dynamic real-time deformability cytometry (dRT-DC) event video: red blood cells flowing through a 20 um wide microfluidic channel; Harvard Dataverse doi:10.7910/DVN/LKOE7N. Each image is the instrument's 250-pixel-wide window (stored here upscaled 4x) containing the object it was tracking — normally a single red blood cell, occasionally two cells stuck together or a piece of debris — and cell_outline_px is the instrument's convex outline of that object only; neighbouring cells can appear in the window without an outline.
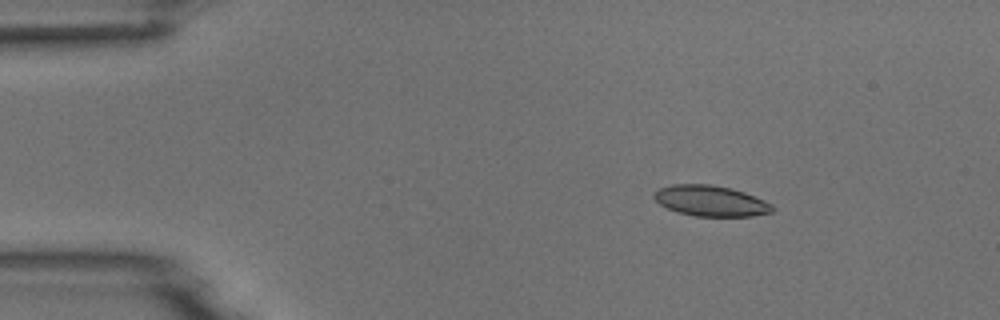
{"species": "common noctule bat (a hibernating species)", "species_latin": "Nyctalus noctula", "temperature_condition": "room temperature", "stored_images_in_passage": 3, "camera_frame_rate_fps": 3000, "um_per_image_px": 0.085, "animal": {"sex": "male", "body_mass_g": 18.8}, "frame": {"image": 1, "passage_image": 1, "time_ms": 0.0, "image_size_px": [1000, 320], "cell_outline_px": [[776, 208], [772, 212], [752, 216], [696, 216], [676, 212], [660, 204], [652, 196], [652, 192], [660, 188], [672, 184], [712, 184], [732, 188], [744, 192], [764, 200], [772, 204]], "centroid_in_image_um": [60.41, 17.07], "position_along_channel_um": 24.6, "area_um2": 21.33}}